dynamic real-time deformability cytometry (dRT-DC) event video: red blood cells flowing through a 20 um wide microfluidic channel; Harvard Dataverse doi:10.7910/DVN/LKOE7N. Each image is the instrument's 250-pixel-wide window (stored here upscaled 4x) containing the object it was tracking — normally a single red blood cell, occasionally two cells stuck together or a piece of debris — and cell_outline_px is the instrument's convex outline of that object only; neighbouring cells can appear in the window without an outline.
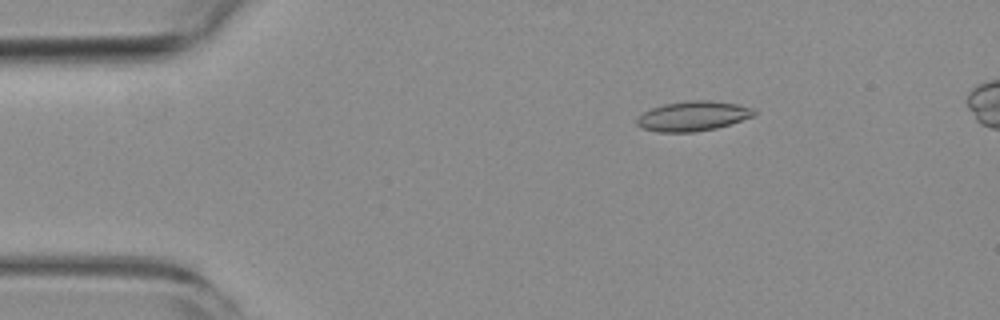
{"species": "common noctule bat (a hibernating species)", "species_latin": "Nyctalus noctula", "temperature_condition": "room temperature", "stored_images_in_passage": 55, "camera_frame_rate_fps": 3000, "um_per_image_px": 0.085, "animal": {"sex": "female", "body_mass_g": 19.3, "forearm_length_mm": 54.1}, "frame": {"image": 1, "passage_image": 9, "time_ms": 2.667, "image_size_px": [1000, 320], "cell_outline_px": [[756, 116], [716, 128], [692, 132], [656, 132], [640, 128], [636, 124], [636, 120], [644, 112], [652, 108], [664, 104], [688, 100], [712, 100], [736, 104], [752, 108], [756, 112]], "centroid_in_image_um": [58.9, 9.87], "position_along_channel_um": 26.1, "area_um2": 20.4}}
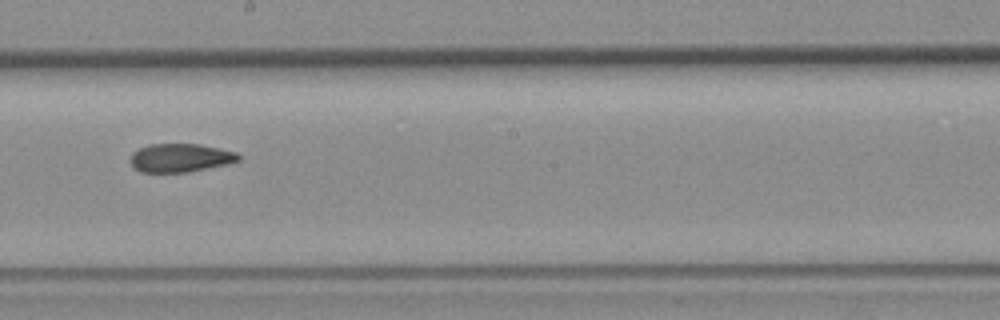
{"frame": {"image": 2, "passage_image": 31, "time_ms": 10.0, "image_size_px": [1000, 320], "cell_outline_px": [[240, 160], [228, 164], [188, 172], [140, 172], [132, 164], [132, 152], [148, 144], [200, 144], [236, 152], [240, 156]], "centroid_in_image_um": [15.35, 13.41], "position_along_channel_um": 232.8, "area_um2": 17.8}}
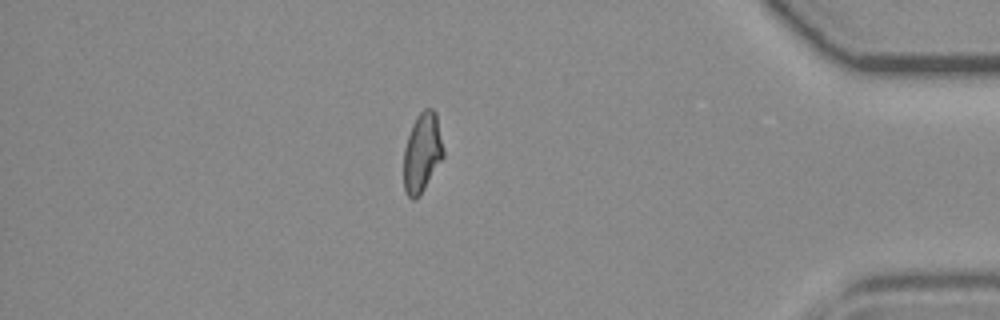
{"frame": {"image": 3, "passage_image": 48, "time_ms": 15.667, "image_size_px": [1000, 320], "cell_outline_px": [[444, 156], [420, 196], [416, 200], [412, 200], [408, 196], [404, 188], [404, 148], [412, 124], [416, 116], [424, 108], [432, 108], [436, 112], [444, 152]], "centroid_in_image_um": [35.88, 12.98], "position_along_channel_um": 399.3, "area_um2": 18.44}, "authors_computed_cell_mechanics": {"area_um2": 19.074, "velocity_mm_per_s": 3.6728, "shape_relaxation_time_tau1_ms": 10.3084, "shape_relaxation_time_tau2_ms": 3.1326, "deformation_change_tau1": 0.2194, "deformation_change_tau2": 0.096}}